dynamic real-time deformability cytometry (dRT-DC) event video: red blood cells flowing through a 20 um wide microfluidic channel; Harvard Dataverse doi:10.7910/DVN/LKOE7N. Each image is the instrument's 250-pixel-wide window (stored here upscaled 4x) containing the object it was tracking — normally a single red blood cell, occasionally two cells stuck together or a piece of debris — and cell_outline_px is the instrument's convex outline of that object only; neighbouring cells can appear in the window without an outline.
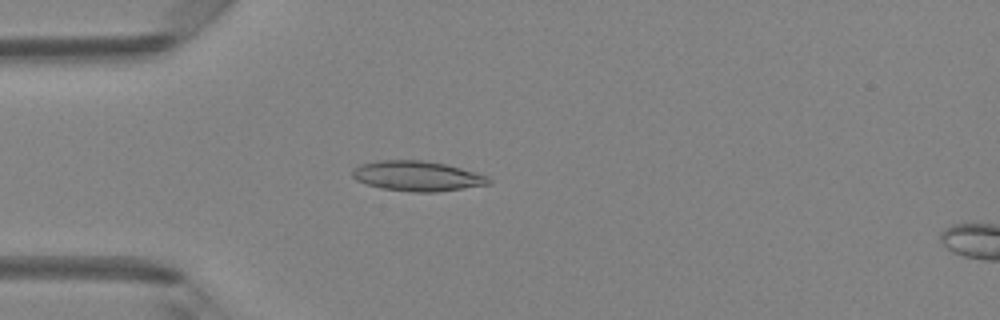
{"species": "Egyptian fruit bat (a non-hibernating species)", "species_latin": "Rousettus aegyptiacus", "temperature_condition": "room temperature", "stored_images_in_passage": 48, "camera_frame_rate_fps": 3000, "um_per_image_px": 0.085, "animal": {"sex": "female"}, "frame": {"image": 1, "passage_image": 13, "time_ms": 4.0, "image_size_px": [1000, 320], "cell_outline_px": [[492, 184], [436, 192], [412, 192], [380, 188], [356, 180], [352, 176], [352, 168], [360, 164], [380, 160], [424, 160], [444, 164], [460, 168], [488, 176], [492, 180]], "centroid_in_image_um": [35.46, 14.96], "position_along_channel_um": 49.5, "area_um2": 23.93}}
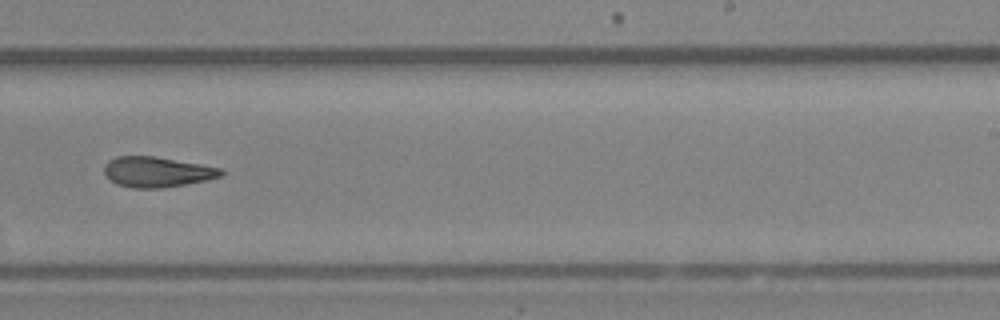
{"frame": {"image": 2, "passage_image": 30, "time_ms": 9.667, "image_size_px": [1000, 320], "cell_outline_px": [[224, 172], [220, 176], [208, 180], [160, 188], [132, 188], [116, 184], [108, 180], [104, 172], [104, 168], [108, 160], [116, 156], [152, 156], [224, 168]], "centroid_in_image_um": [13.32, 14.62], "position_along_channel_um": 275.7, "area_um2": 20.69}}
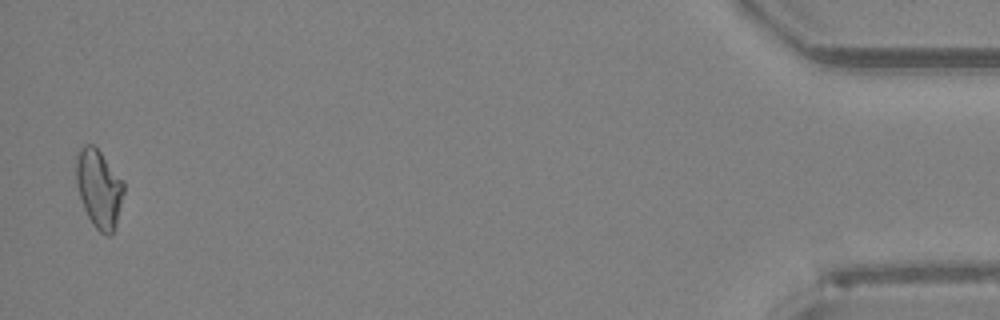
{"frame": {"image": 3, "passage_image": 47, "time_ms": 15.333, "image_size_px": [1000, 320], "cell_outline_px": [[124, 192], [116, 224], [112, 232], [108, 236], [100, 232], [92, 224], [84, 208], [76, 184], [76, 156], [80, 148], [84, 144], [92, 144], [100, 152], [124, 180]], "centroid_in_image_um": [8.41, 16.01], "position_along_channel_um": 426.8, "area_um2": 21.62}, "authors_computed_cell_mechanics": {"area_um2": 21.5016, "velocity_mm_per_s": 4.2161, "shape_relaxation_time_tau1_ms": null, "shape_relaxation_time_tau2_ms": 6.6435, "deformation_change_tau1": null, "deformation_change_tau2": 0.1688}}